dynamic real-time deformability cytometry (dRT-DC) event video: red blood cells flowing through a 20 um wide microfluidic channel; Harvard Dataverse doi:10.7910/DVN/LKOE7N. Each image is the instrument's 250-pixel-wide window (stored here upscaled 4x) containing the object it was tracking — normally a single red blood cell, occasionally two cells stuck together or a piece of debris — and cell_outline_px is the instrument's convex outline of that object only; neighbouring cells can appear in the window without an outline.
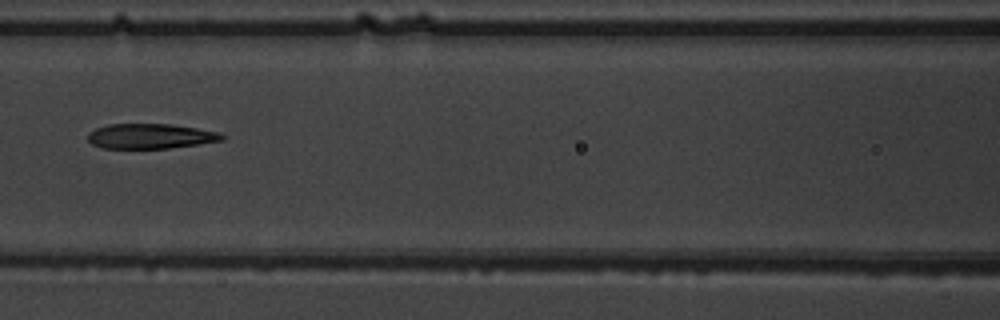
{"species": "common noctule bat (a hibernating species)", "species_latin": "Nyctalus noctula", "temperature_condition": "warm", "stored_images_in_passage": 8, "camera_frame_rate_fps": 3000, "um_per_image_px": 0.085, "animal": {"sex": "male", "body_mass_g": 19.5, "forearm_length_mm": 54.6}, "frame": {"image": 1, "passage_image": 7, "time_ms": 7.0, "image_size_px": [1000, 320], "cell_outline_px": [[224, 140], [168, 148], [104, 148], [92, 144], [88, 140], [88, 132], [96, 128], [108, 124], [172, 124], [220, 132], [224, 136]], "centroid_in_image_um": [12.77, 11.57], "position_along_channel_um": 153.8, "area_um2": 19.42}}
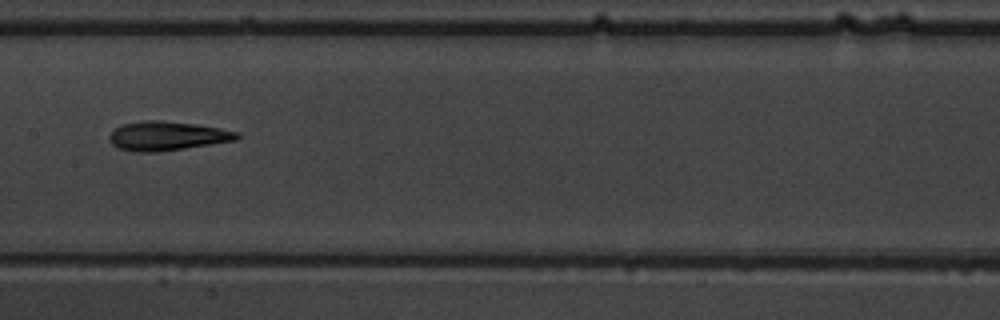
{"frame": {"image": 2, "passage_image": 8, "time_ms": 8.0, "image_size_px": [1000, 320], "cell_outline_px": [[240, 136], [236, 140], [212, 144], [184, 148], [152, 152], [140, 152], [116, 148], [108, 140], [108, 136], [120, 124], [144, 120], [164, 120], [196, 124], [220, 128], [240, 132]], "centroid_in_image_um": [14.19, 11.54], "position_along_channel_um": 193.2, "area_um2": 21.73}}